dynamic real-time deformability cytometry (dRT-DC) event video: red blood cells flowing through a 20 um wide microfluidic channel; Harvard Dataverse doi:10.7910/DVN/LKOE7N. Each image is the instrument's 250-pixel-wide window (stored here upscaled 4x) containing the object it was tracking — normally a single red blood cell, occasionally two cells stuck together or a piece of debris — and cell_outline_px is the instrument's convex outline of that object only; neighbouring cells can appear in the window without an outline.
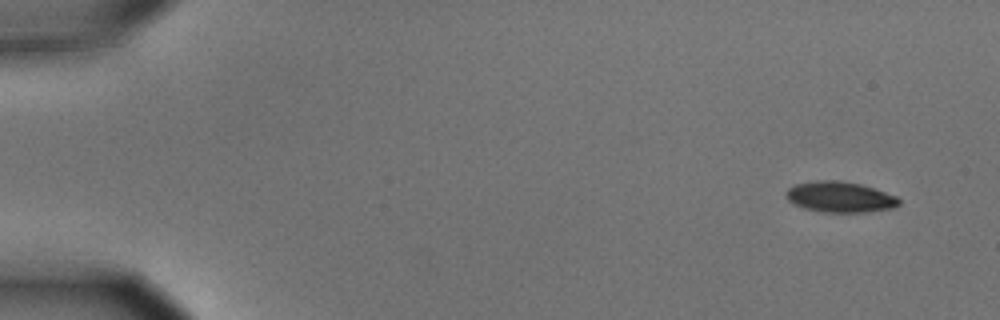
{"species": "common noctule bat (a hibernating species)", "species_latin": "Nyctalus noctula", "temperature_condition": "cold", "stored_images_in_passage": 7, "segment_of_instrument_passage": [2, 2], "camera_frame_rate_fps": 3000, "um_per_image_px": 0.085, "animal": {"sex": "male", "body_mass_g": 15.6}, "frame": {"image": 1, "passage_image": 7, "time_ms": 2.0, "image_size_px": [1000, 320], "cell_outline_px": [[900, 204], [892, 208], [864, 212], [820, 212], [804, 208], [788, 200], [784, 196], [784, 192], [788, 188], [796, 184], [816, 180], [840, 180], [860, 184], [896, 196], [900, 200]], "centroid_in_image_um": [71.35, 16.74], "position_along_channel_um": 13.6, "area_um2": 20.17}}